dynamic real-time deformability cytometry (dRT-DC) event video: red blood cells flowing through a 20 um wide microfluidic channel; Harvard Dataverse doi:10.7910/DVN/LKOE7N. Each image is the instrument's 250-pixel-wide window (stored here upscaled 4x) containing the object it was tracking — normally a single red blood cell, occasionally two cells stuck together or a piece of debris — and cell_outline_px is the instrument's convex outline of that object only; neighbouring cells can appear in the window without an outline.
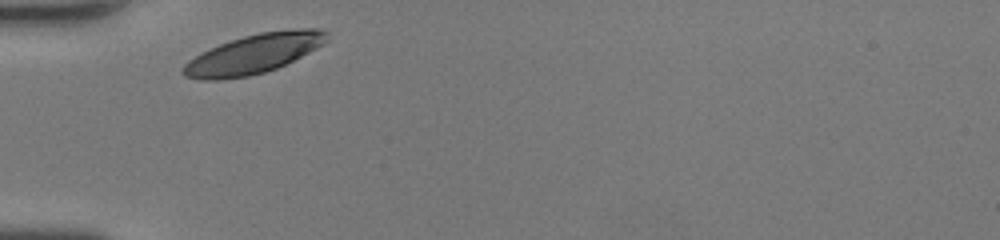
{"species": "human", "species_latin": "Homo sapiens", "temperature_condition": "room temperature", "stored_images_in_passage": 25, "camera_frame_rate_fps": 3000, "um_per_image_px": 0.085, "donor": {"sex": "female"}, "frame": {"image": 1, "passage_image": 1, "time_ms": 0.0, "image_size_px": [1000, 240], "cell_outline_px": [[328, 40], [324, 44], [276, 68], [264, 72], [248, 76], [220, 80], [200, 80], [184, 76], [180, 72], [180, 68], [188, 60], [220, 44], [244, 36], [260, 32], [300, 28], [320, 28], [328, 32]], "centroid_in_image_um": [21.56, 4.58], "position_along_channel_um": 63.4, "area_um2": 32.71}}
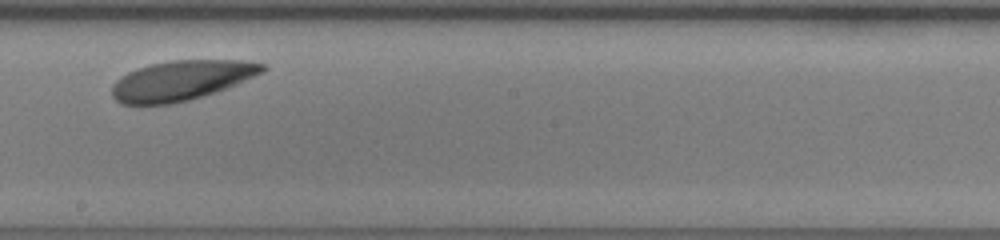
{"frame": {"image": 2, "passage_image": 14, "time_ms": 4.333, "image_size_px": [1000, 240], "cell_outline_px": [[268, 68], [264, 72], [228, 88], [216, 92], [188, 100], [168, 104], [120, 104], [112, 96], [112, 84], [120, 76], [136, 68], [168, 60], [248, 60], [264, 64]], "centroid_in_image_um": [15.44, 6.82], "position_along_channel_um": 232.8, "area_um2": 35.14}}
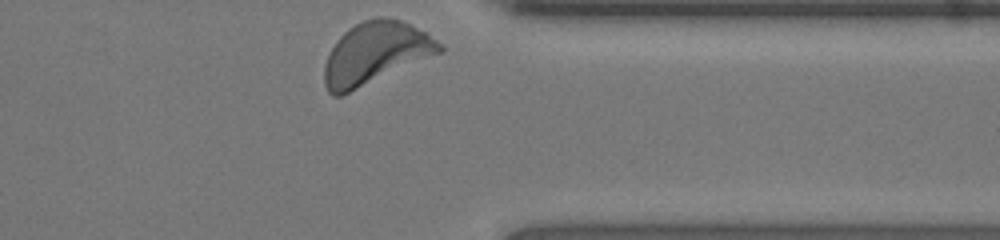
{"frame": {"image": 3, "passage_image": 25, "time_ms": 8.0, "image_size_px": [1000, 240], "cell_outline_px": [[444, 48], [440, 52], [340, 96], [332, 96], [328, 92], [324, 84], [324, 64], [336, 40], [348, 28], [364, 20], [376, 16], [384, 16], [400, 20], [424, 32], [444, 44]], "centroid_in_image_um": [31.87, 4.51], "position_along_channel_um": 379.5, "area_um2": 40.92}, "authors_computed_cell_mechanics": {"area_um2": 34.5066, "velocity_mm_per_s": 4.063, "shape_relaxation_time_tau1_ms": 0.6103, "shape_relaxation_time_tau2_ms": null, "deformation_change_tau1": 0.0679, "deformation_change_tau2": null}}